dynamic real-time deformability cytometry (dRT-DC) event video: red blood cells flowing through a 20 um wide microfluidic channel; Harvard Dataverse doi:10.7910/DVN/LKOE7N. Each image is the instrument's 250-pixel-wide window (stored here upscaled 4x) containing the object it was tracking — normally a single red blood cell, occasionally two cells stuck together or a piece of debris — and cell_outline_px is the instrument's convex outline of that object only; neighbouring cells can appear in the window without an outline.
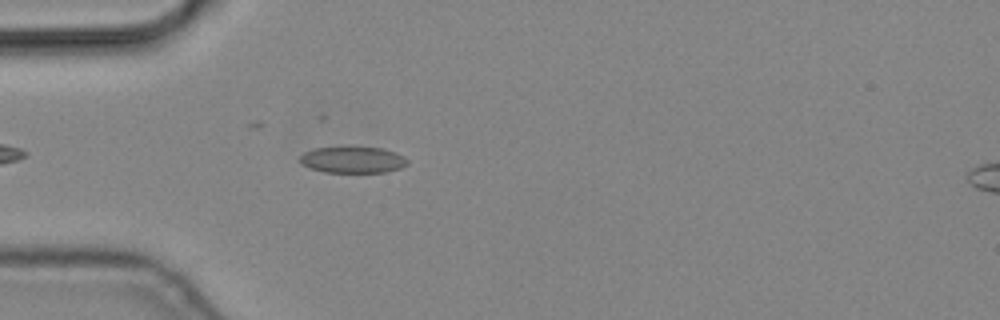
{"species": "common noctule bat (a hibernating species)", "species_latin": "Nyctalus noctula", "temperature_condition": "cold", "stored_images_in_passage": 7, "camera_frame_rate_fps": 3000, "um_per_image_px": 0.085, "animal": {"sex": "male", "body_mass_g": 19.2, "forearm_length_mm": 51.8}, "frame": {"image": 1, "passage_image": 7, "time_ms": 2.0, "image_size_px": [1000, 320], "cell_outline_px": [[408, 164], [400, 168], [384, 172], [324, 172], [300, 164], [300, 156], [304, 152], [316, 148], [348, 144], [384, 148], [396, 152], [404, 156], [408, 160]], "centroid_in_image_um": [29.99, 13.53], "position_along_channel_um": 55.0, "area_um2": 17.28}}